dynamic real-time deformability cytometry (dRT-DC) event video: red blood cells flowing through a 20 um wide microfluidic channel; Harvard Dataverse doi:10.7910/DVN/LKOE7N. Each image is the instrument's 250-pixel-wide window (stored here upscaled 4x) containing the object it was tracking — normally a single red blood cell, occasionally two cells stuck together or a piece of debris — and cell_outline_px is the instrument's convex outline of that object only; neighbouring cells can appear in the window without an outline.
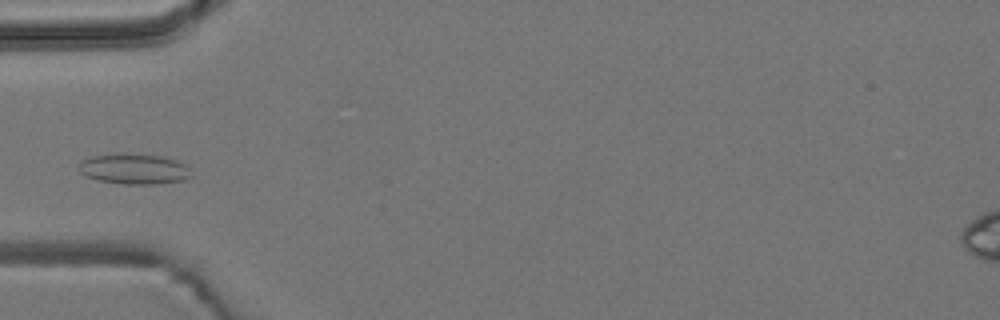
{"species": "common noctule bat (a hibernating species)", "species_latin": "Nyctalus noctula", "temperature_condition": "room temperature", "stored_images_in_passage": 5, "camera_frame_rate_fps": 3000, "um_per_image_px": 0.085, "animal": {"sex": "male", "body_mass_g": 19.2, "forearm_length_mm": 51.8}, "frame": {"image": 1, "passage_image": 5, "time_ms": 4.667, "image_size_px": [1000, 320], "cell_outline_px": [[192, 176], [184, 180], [156, 184], [124, 184], [100, 180], [88, 176], [80, 172], [80, 160], [92, 156], [164, 156], [176, 160], [184, 164], [188, 168]], "centroid_in_image_um": [11.45, 14.4], "position_along_channel_um": 73.5, "area_um2": 19.02}}